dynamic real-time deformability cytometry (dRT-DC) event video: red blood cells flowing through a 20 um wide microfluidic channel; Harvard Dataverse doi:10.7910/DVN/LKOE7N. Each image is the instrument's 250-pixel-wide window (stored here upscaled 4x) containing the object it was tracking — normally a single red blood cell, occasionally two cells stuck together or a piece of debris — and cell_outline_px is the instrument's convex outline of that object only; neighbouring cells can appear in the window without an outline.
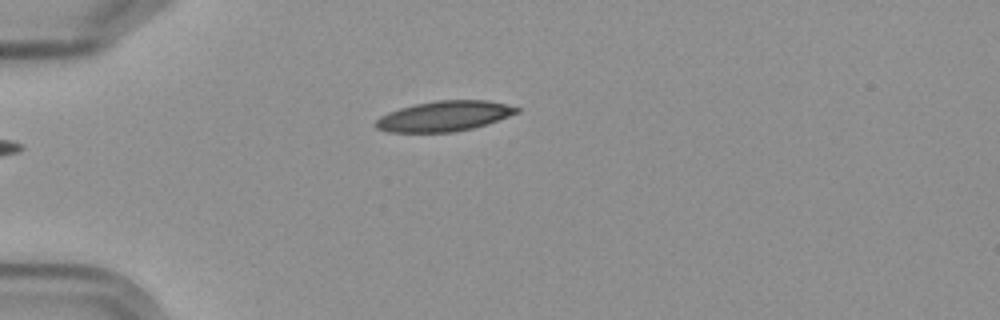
{"species": "Egyptian fruit bat (a non-hibernating species)", "species_latin": "Rousettus aegyptiacus", "temperature_condition": "cold", "stored_images_in_passage": 13, "camera_frame_rate_fps": 3000, "um_per_image_px": 0.085, "frame": {"image": 1, "passage_image": 4, "time_ms": 4.333, "image_size_px": [1000, 320], "cell_outline_px": [[520, 112], [472, 128], [452, 132], [388, 132], [376, 128], [372, 124], [380, 116], [388, 112], [412, 104], [436, 100], [488, 100], [520, 108]], "centroid_in_image_um": [37.69, 9.86], "position_along_channel_um": 47.3, "area_um2": 24.8}}
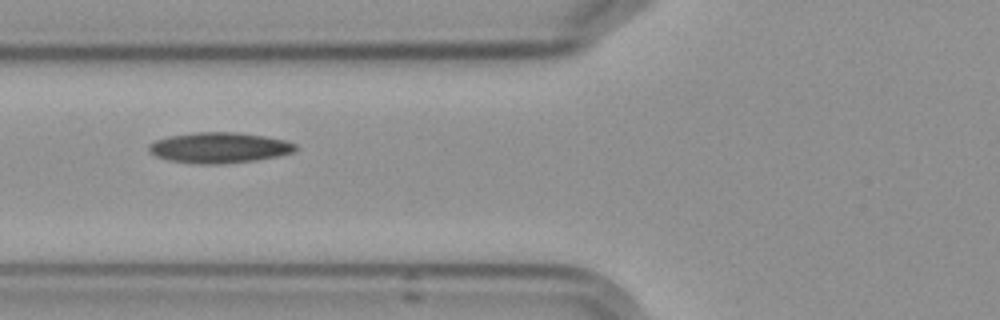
{"frame": {"image": 2, "passage_image": 6, "time_ms": 6.667, "image_size_px": [1000, 320], "cell_outline_px": [[296, 148], [292, 152], [276, 156], [252, 160], [224, 164], [192, 164], [168, 160], [156, 156], [148, 152], [148, 144], [156, 140], [168, 136], [196, 132], [236, 132], [264, 136], [284, 140], [296, 144]], "centroid_in_image_um": [18.56, 12.55], "position_along_channel_um": 107.2, "area_um2": 26.13}}